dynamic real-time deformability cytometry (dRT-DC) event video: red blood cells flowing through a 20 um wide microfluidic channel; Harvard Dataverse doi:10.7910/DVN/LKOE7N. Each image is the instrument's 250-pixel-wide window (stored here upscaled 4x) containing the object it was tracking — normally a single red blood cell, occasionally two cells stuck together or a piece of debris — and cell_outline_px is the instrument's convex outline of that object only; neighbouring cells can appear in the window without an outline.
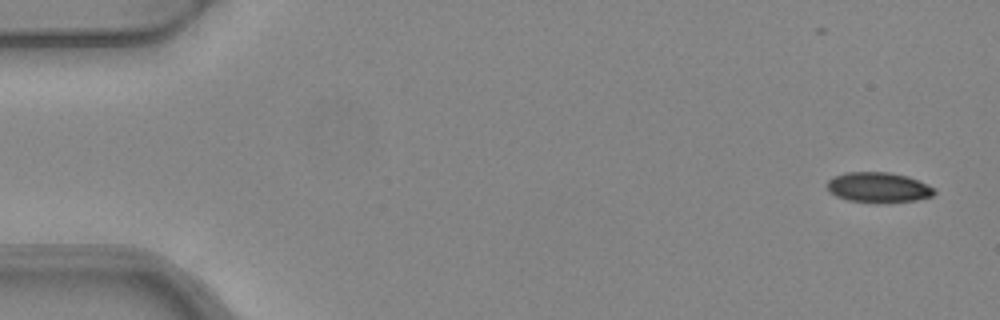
{"species": "common noctule bat (a hibernating species)", "species_latin": "Nyctalus noctula", "temperature_condition": "warm", "stored_images_in_passage": 6, "camera_frame_rate_fps": 3000, "um_per_image_px": 0.085, "animal": {"sex": "female", "body_mass_g": 24.6, "forearm_length_mm": 56.2}, "frame": {"image": 1, "passage_image": 2, "time_ms": 0.333, "image_size_px": [1000, 320], "cell_outline_px": [[936, 192], [932, 196], [916, 200], [888, 204], [880, 204], [848, 200], [836, 196], [828, 192], [828, 180], [832, 176], [844, 172], [888, 172], [908, 176], [932, 188]], "centroid_in_image_um": [74.62, 15.95], "position_along_channel_um": 10.4, "area_um2": 19.13}}